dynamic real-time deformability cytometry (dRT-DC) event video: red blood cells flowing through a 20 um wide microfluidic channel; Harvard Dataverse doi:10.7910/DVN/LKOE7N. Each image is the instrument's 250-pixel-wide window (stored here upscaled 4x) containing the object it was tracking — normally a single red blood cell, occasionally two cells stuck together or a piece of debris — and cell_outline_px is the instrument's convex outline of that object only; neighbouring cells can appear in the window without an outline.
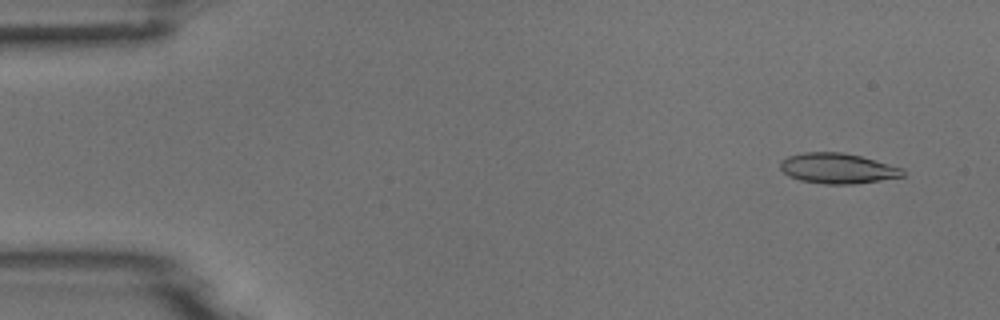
{"species": "common noctule bat (a hibernating species)", "species_latin": "Nyctalus noctula", "temperature_condition": "room temperature", "stored_images_in_passage": 5, "camera_frame_rate_fps": 3000, "um_per_image_px": 0.085, "animal": {"sex": "male", "body_mass_g": 18.8}, "frame": {"image": 1, "passage_image": 2, "time_ms": 1.0, "image_size_px": [1000, 320], "cell_outline_px": [[904, 176], [880, 180], [852, 184], [824, 184], [800, 180], [788, 176], [780, 168], [780, 160], [788, 156], [804, 152], [844, 152], [860, 156], [904, 168]], "centroid_in_image_um": [71.18, 14.31], "position_along_channel_um": 13.8, "area_um2": 21.68}}
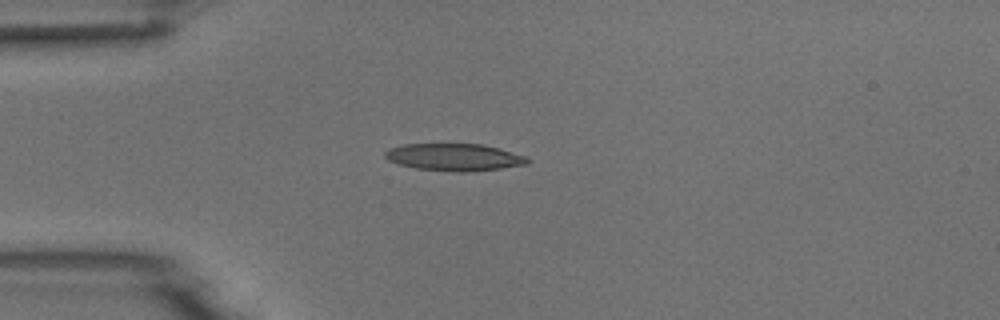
{"frame": {"image": 2, "passage_image": 4, "time_ms": 4.333, "image_size_px": [1000, 320], "cell_outline_px": [[532, 160], [528, 164], [500, 168], [464, 172], [456, 172], [416, 168], [400, 164], [388, 160], [384, 156], [384, 152], [388, 148], [404, 144], [480, 144], [528, 156]], "centroid_in_image_um": [38.61, 13.36], "position_along_channel_um": 46.4, "area_um2": 22.48}}